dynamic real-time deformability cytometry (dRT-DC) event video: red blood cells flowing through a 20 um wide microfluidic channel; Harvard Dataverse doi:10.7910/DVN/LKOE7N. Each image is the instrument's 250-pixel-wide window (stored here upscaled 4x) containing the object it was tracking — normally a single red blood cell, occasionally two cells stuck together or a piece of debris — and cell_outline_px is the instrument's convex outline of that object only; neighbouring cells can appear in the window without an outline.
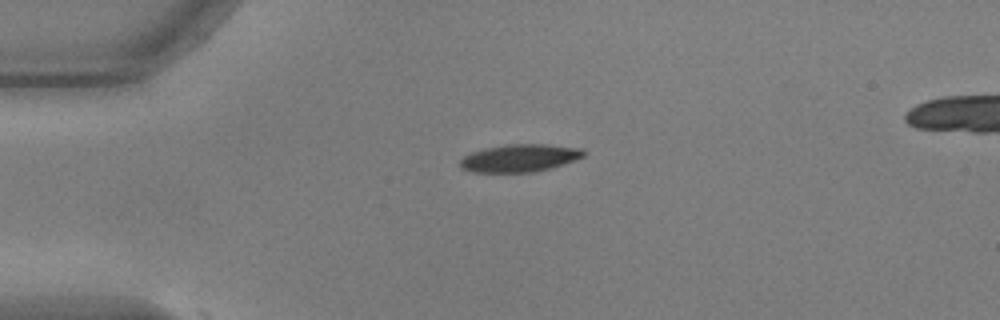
{"species": "common noctule bat (a hibernating species)", "species_latin": "Nyctalus noctula", "temperature_condition": "warm", "stored_images_in_passage": 3, "camera_frame_rate_fps": 3000, "um_per_image_px": 0.085, "animal": {"sex": "male", "body_mass_g": 17.9, "forearm_length_mm": 54.2}, "frame": {"image": 1, "passage_image": 1, "time_ms": 0.0, "image_size_px": [1000, 320], "cell_outline_px": [[584, 156], [552, 168], [532, 172], [472, 172], [460, 168], [460, 160], [464, 156], [472, 152], [488, 148], [508, 144], [544, 144], [584, 148]], "centroid_in_image_um": [44.18, 13.44], "position_along_channel_um": 40.8, "area_um2": 19.77}}